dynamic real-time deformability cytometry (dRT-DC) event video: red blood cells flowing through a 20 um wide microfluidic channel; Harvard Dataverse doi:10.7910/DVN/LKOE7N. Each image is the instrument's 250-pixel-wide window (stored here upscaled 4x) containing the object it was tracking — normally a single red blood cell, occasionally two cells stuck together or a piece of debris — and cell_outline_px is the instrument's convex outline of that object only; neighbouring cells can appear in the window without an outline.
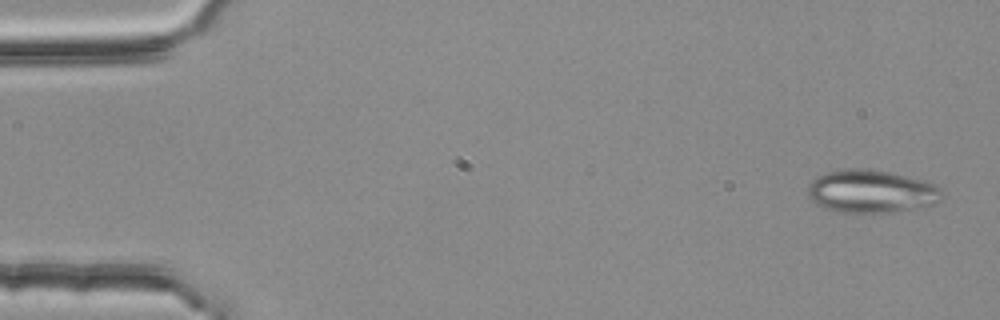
{"species": "common noctule bat (a hibernating species)", "species_latin": "Nyctalus noctula", "temperature_condition": "room temperature", "stored_images_in_passage": 4, "camera_frame_rate_fps": 3000, "um_per_image_px": 0.085, "animal": {"sex": "female", "body_mass_g": 25.1}, "frame": {"image": 1, "passage_image": 1, "time_ms": 0.0, "image_size_px": [1000, 320], "cell_outline_px": [[940, 200], [932, 204], [884, 212], [840, 212], [824, 208], [812, 200], [808, 196], [808, 184], [816, 176], [828, 172], [852, 168], [864, 168], [888, 172], [924, 180], [936, 184], [940, 188]], "centroid_in_image_um": [74.0, 16.25], "position_along_channel_um": 11.0, "area_um2": 32.95}}